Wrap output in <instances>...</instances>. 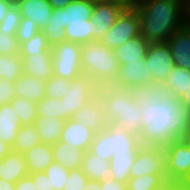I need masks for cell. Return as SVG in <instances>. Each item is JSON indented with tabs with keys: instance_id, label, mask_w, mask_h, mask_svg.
Listing matches in <instances>:
<instances>
[{
	"instance_id": "cell-1",
	"label": "cell",
	"mask_w": 190,
	"mask_h": 190,
	"mask_svg": "<svg viewBox=\"0 0 190 190\" xmlns=\"http://www.w3.org/2000/svg\"><path fill=\"white\" fill-rule=\"evenodd\" d=\"M142 113L143 146L165 147L183 139L190 129V108L172 94L153 105L149 103Z\"/></svg>"
},
{
	"instance_id": "cell-2",
	"label": "cell",
	"mask_w": 190,
	"mask_h": 190,
	"mask_svg": "<svg viewBox=\"0 0 190 190\" xmlns=\"http://www.w3.org/2000/svg\"><path fill=\"white\" fill-rule=\"evenodd\" d=\"M140 35L149 43L167 42L186 23V7L180 0H139Z\"/></svg>"
},
{
	"instance_id": "cell-3",
	"label": "cell",
	"mask_w": 190,
	"mask_h": 190,
	"mask_svg": "<svg viewBox=\"0 0 190 190\" xmlns=\"http://www.w3.org/2000/svg\"><path fill=\"white\" fill-rule=\"evenodd\" d=\"M94 4L84 0H73L64 8L53 9L51 21L42 29L50 47L71 41L87 44L92 41L93 22L91 15Z\"/></svg>"
},
{
	"instance_id": "cell-4",
	"label": "cell",
	"mask_w": 190,
	"mask_h": 190,
	"mask_svg": "<svg viewBox=\"0 0 190 190\" xmlns=\"http://www.w3.org/2000/svg\"><path fill=\"white\" fill-rule=\"evenodd\" d=\"M98 97L103 103L106 122H114L127 129L128 133L139 137L142 131V108L131 90L114 86L98 87Z\"/></svg>"
},
{
	"instance_id": "cell-5",
	"label": "cell",
	"mask_w": 190,
	"mask_h": 190,
	"mask_svg": "<svg viewBox=\"0 0 190 190\" xmlns=\"http://www.w3.org/2000/svg\"><path fill=\"white\" fill-rule=\"evenodd\" d=\"M119 63L113 50L99 40L81 46L82 73L89 76L98 86H113L119 75Z\"/></svg>"
},
{
	"instance_id": "cell-6",
	"label": "cell",
	"mask_w": 190,
	"mask_h": 190,
	"mask_svg": "<svg viewBox=\"0 0 190 190\" xmlns=\"http://www.w3.org/2000/svg\"><path fill=\"white\" fill-rule=\"evenodd\" d=\"M81 44L63 41L51 47L53 76L73 80L82 74Z\"/></svg>"
},
{
	"instance_id": "cell-7",
	"label": "cell",
	"mask_w": 190,
	"mask_h": 190,
	"mask_svg": "<svg viewBox=\"0 0 190 190\" xmlns=\"http://www.w3.org/2000/svg\"><path fill=\"white\" fill-rule=\"evenodd\" d=\"M138 35H140V28L137 10L125 8L99 41L113 50Z\"/></svg>"
},
{
	"instance_id": "cell-8",
	"label": "cell",
	"mask_w": 190,
	"mask_h": 190,
	"mask_svg": "<svg viewBox=\"0 0 190 190\" xmlns=\"http://www.w3.org/2000/svg\"><path fill=\"white\" fill-rule=\"evenodd\" d=\"M98 86L93 80L82 73L71 80L67 86V94L61 99L64 102V113L72 116L85 104L97 95Z\"/></svg>"
},
{
	"instance_id": "cell-9",
	"label": "cell",
	"mask_w": 190,
	"mask_h": 190,
	"mask_svg": "<svg viewBox=\"0 0 190 190\" xmlns=\"http://www.w3.org/2000/svg\"><path fill=\"white\" fill-rule=\"evenodd\" d=\"M163 149L167 181H181L190 170V146L181 139L173 141Z\"/></svg>"
},
{
	"instance_id": "cell-10",
	"label": "cell",
	"mask_w": 190,
	"mask_h": 190,
	"mask_svg": "<svg viewBox=\"0 0 190 190\" xmlns=\"http://www.w3.org/2000/svg\"><path fill=\"white\" fill-rule=\"evenodd\" d=\"M146 174L167 175L163 147L142 146L130 169V177Z\"/></svg>"
},
{
	"instance_id": "cell-11",
	"label": "cell",
	"mask_w": 190,
	"mask_h": 190,
	"mask_svg": "<svg viewBox=\"0 0 190 190\" xmlns=\"http://www.w3.org/2000/svg\"><path fill=\"white\" fill-rule=\"evenodd\" d=\"M153 82L163 84L170 70L175 66L167 42L150 44L145 57Z\"/></svg>"
},
{
	"instance_id": "cell-12",
	"label": "cell",
	"mask_w": 190,
	"mask_h": 190,
	"mask_svg": "<svg viewBox=\"0 0 190 190\" xmlns=\"http://www.w3.org/2000/svg\"><path fill=\"white\" fill-rule=\"evenodd\" d=\"M125 7L117 2H102L95 3L91 15V22H93L92 41L100 40L104 33L108 31L117 17Z\"/></svg>"
},
{
	"instance_id": "cell-13",
	"label": "cell",
	"mask_w": 190,
	"mask_h": 190,
	"mask_svg": "<svg viewBox=\"0 0 190 190\" xmlns=\"http://www.w3.org/2000/svg\"><path fill=\"white\" fill-rule=\"evenodd\" d=\"M153 83L152 73L145 59L142 62H128L119 67V75L116 83L113 85L116 88L131 90L136 85H144Z\"/></svg>"
},
{
	"instance_id": "cell-14",
	"label": "cell",
	"mask_w": 190,
	"mask_h": 190,
	"mask_svg": "<svg viewBox=\"0 0 190 190\" xmlns=\"http://www.w3.org/2000/svg\"><path fill=\"white\" fill-rule=\"evenodd\" d=\"M175 66L190 71V25L185 23L167 40Z\"/></svg>"
},
{
	"instance_id": "cell-15",
	"label": "cell",
	"mask_w": 190,
	"mask_h": 190,
	"mask_svg": "<svg viewBox=\"0 0 190 190\" xmlns=\"http://www.w3.org/2000/svg\"><path fill=\"white\" fill-rule=\"evenodd\" d=\"M72 119L80 121L82 125L93 130L95 133L103 130L107 126L106 117L103 111V103L98 95L80 108L72 116Z\"/></svg>"
},
{
	"instance_id": "cell-16",
	"label": "cell",
	"mask_w": 190,
	"mask_h": 190,
	"mask_svg": "<svg viewBox=\"0 0 190 190\" xmlns=\"http://www.w3.org/2000/svg\"><path fill=\"white\" fill-rule=\"evenodd\" d=\"M95 132L72 118L65 121L60 141L83 151L90 150Z\"/></svg>"
},
{
	"instance_id": "cell-17",
	"label": "cell",
	"mask_w": 190,
	"mask_h": 190,
	"mask_svg": "<svg viewBox=\"0 0 190 190\" xmlns=\"http://www.w3.org/2000/svg\"><path fill=\"white\" fill-rule=\"evenodd\" d=\"M23 59V73L47 81L53 76L52 51L35 54H20Z\"/></svg>"
},
{
	"instance_id": "cell-18",
	"label": "cell",
	"mask_w": 190,
	"mask_h": 190,
	"mask_svg": "<svg viewBox=\"0 0 190 190\" xmlns=\"http://www.w3.org/2000/svg\"><path fill=\"white\" fill-rule=\"evenodd\" d=\"M18 6L21 18L33 20L40 30L51 21L53 7L48 0H14Z\"/></svg>"
},
{
	"instance_id": "cell-19",
	"label": "cell",
	"mask_w": 190,
	"mask_h": 190,
	"mask_svg": "<svg viewBox=\"0 0 190 190\" xmlns=\"http://www.w3.org/2000/svg\"><path fill=\"white\" fill-rule=\"evenodd\" d=\"M149 45L141 35H138L113 49V54L119 65L128 62H142L146 57Z\"/></svg>"
},
{
	"instance_id": "cell-20",
	"label": "cell",
	"mask_w": 190,
	"mask_h": 190,
	"mask_svg": "<svg viewBox=\"0 0 190 190\" xmlns=\"http://www.w3.org/2000/svg\"><path fill=\"white\" fill-rule=\"evenodd\" d=\"M104 130L111 136L114 152H130V149H140L143 146L139 137L128 133L125 127L114 122L107 123Z\"/></svg>"
},
{
	"instance_id": "cell-21",
	"label": "cell",
	"mask_w": 190,
	"mask_h": 190,
	"mask_svg": "<svg viewBox=\"0 0 190 190\" xmlns=\"http://www.w3.org/2000/svg\"><path fill=\"white\" fill-rule=\"evenodd\" d=\"M29 175L24 154L10 151L0 165V178L16 183L19 179Z\"/></svg>"
},
{
	"instance_id": "cell-22",
	"label": "cell",
	"mask_w": 190,
	"mask_h": 190,
	"mask_svg": "<svg viewBox=\"0 0 190 190\" xmlns=\"http://www.w3.org/2000/svg\"><path fill=\"white\" fill-rule=\"evenodd\" d=\"M14 86L17 97H22L34 103L39 102L45 97L46 81L37 79L33 76L23 73L14 81Z\"/></svg>"
},
{
	"instance_id": "cell-23",
	"label": "cell",
	"mask_w": 190,
	"mask_h": 190,
	"mask_svg": "<svg viewBox=\"0 0 190 190\" xmlns=\"http://www.w3.org/2000/svg\"><path fill=\"white\" fill-rule=\"evenodd\" d=\"M53 160L68 170L79 169L83 163L85 151L65 142L52 144Z\"/></svg>"
},
{
	"instance_id": "cell-24",
	"label": "cell",
	"mask_w": 190,
	"mask_h": 190,
	"mask_svg": "<svg viewBox=\"0 0 190 190\" xmlns=\"http://www.w3.org/2000/svg\"><path fill=\"white\" fill-rule=\"evenodd\" d=\"M28 173L44 172L54 161L52 145L39 143L24 153Z\"/></svg>"
},
{
	"instance_id": "cell-25",
	"label": "cell",
	"mask_w": 190,
	"mask_h": 190,
	"mask_svg": "<svg viewBox=\"0 0 190 190\" xmlns=\"http://www.w3.org/2000/svg\"><path fill=\"white\" fill-rule=\"evenodd\" d=\"M140 149H130V152H114L110 162L109 176L116 181L127 183L130 169Z\"/></svg>"
},
{
	"instance_id": "cell-26",
	"label": "cell",
	"mask_w": 190,
	"mask_h": 190,
	"mask_svg": "<svg viewBox=\"0 0 190 190\" xmlns=\"http://www.w3.org/2000/svg\"><path fill=\"white\" fill-rule=\"evenodd\" d=\"M21 124L17 118L11 104L0 106V140L9 145L11 148L14 144L18 130Z\"/></svg>"
},
{
	"instance_id": "cell-27",
	"label": "cell",
	"mask_w": 190,
	"mask_h": 190,
	"mask_svg": "<svg viewBox=\"0 0 190 190\" xmlns=\"http://www.w3.org/2000/svg\"><path fill=\"white\" fill-rule=\"evenodd\" d=\"M65 121L52 117H36L33 122L40 140L45 144H55L60 141Z\"/></svg>"
},
{
	"instance_id": "cell-28",
	"label": "cell",
	"mask_w": 190,
	"mask_h": 190,
	"mask_svg": "<svg viewBox=\"0 0 190 190\" xmlns=\"http://www.w3.org/2000/svg\"><path fill=\"white\" fill-rule=\"evenodd\" d=\"M133 97L138 100L141 108H145L149 103L150 105L160 101L170 95L162 84L148 83L144 85H136L131 89Z\"/></svg>"
},
{
	"instance_id": "cell-29",
	"label": "cell",
	"mask_w": 190,
	"mask_h": 190,
	"mask_svg": "<svg viewBox=\"0 0 190 190\" xmlns=\"http://www.w3.org/2000/svg\"><path fill=\"white\" fill-rule=\"evenodd\" d=\"M110 162L94 155L90 150L83 157L81 170L89 180L102 181L110 174Z\"/></svg>"
},
{
	"instance_id": "cell-30",
	"label": "cell",
	"mask_w": 190,
	"mask_h": 190,
	"mask_svg": "<svg viewBox=\"0 0 190 190\" xmlns=\"http://www.w3.org/2000/svg\"><path fill=\"white\" fill-rule=\"evenodd\" d=\"M162 86L175 97H183L190 87V71L174 66Z\"/></svg>"
},
{
	"instance_id": "cell-31",
	"label": "cell",
	"mask_w": 190,
	"mask_h": 190,
	"mask_svg": "<svg viewBox=\"0 0 190 190\" xmlns=\"http://www.w3.org/2000/svg\"><path fill=\"white\" fill-rule=\"evenodd\" d=\"M39 143H41V140L34 125H23L18 130L11 150L24 154L26 151L30 150L33 146Z\"/></svg>"
},
{
	"instance_id": "cell-32",
	"label": "cell",
	"mask_w": 190,
	"mask_h": 190,
	"mask_svg": "<svg viewBox=\"0 0 190 190\" xmlns=\"http://www.w3.org/2000/svg\"><path fill=\"white\" fill-rule=\"evenodd\" d=\"M23 68L20 54L0 55V79L14 82L23 74Z\"/></svg>"
},
{
	"instance_id": "cell-33",
	"label": "cell",
	"mask_w": 190,
	"mask_h": 190,
	"mask_svg": "<svg viewBox=\"0 0 190 190\" xmlns=\"http://www.w3.org/2000/svg\"><path fill=\"white\" fill-rule=\"evenodd\" d=\"M10 104L14 109L21 126L33 124L37 117L36 103L16 96Z\"/></svg>"
},
{
	"instance_id": "cell-34",
	"label": "cell",
	"mask_w": 190,
	"mask_h": 190,
	"mask_svg": "<svg viewBox=\"0 0 190 190\" xmlns=\"http://www.w3.org/2000/svg\"><path fill=\"white\" fill-rule=\"evenodd\" d=\"M37 117H52L61 120L70 119L64 113V102L61 99L43 97L36 103Z\"/></svg>"
},
{
	"instance_id": "cell-35",
	"label": "cell",
	"mask_w": 190,
	"mask_h": 190,
	"mask_svg": "<svg viewBox=\"0 0 190 190\" xmlns=\"http://www.w3.org/2000/svg\"><path fill=\"white\" fill-rule=\"evenodd\" d=\"M167 181V175L146 174L139 177H130L127 181V190H157Z\"/></svg>"
},
{
	"instance_id": "cell-36",
	"label": "cell",
	"mask_w": 190,
	"mask_h": 190,
	"mask_svg": "<svg viewBox=\"0 0 190 190\" xmlns=\"http://www.w3.org/2000/svg\"><path fill=\"white\" fill-rule=\"evenodd\" d=\"M90 151L94 155L110 161L114 151H112L111 136L103 129L95 133Z\"/></svg>"
},
{
	"instance_id": "cell-37",
	"label": "cell",
	"mask_w": 190,
	"mask_h": 190,
	"mask_svg": "<svg viewBox=\"0 0 190 190\" xmlns=\"http://www.w3.org/2000/svg\"><path fill=\"white\" fill-rule=\"evenodd\" d=\"M52 51L42 30L20 45V54H35Z\"/></svg>"
},
{
	"instance_id": "cell-38",
	"label": "cell",
	"mask_w": 190,
	"mask_h": 190,
	"mask_svg": "<svg viewBox=\"0 0 190 190\" xmlns=\"http://www.w3.org/2000/svg\"><path fill=\"white\" fill-rule=\"evenodd\" d=\"M68 169L61 164L53 161L46 169L45 174L47 175L54 190H63L64 184L69 175Z\"/></svg>"
},
{
	"instance_id": "cell-39",
	"label": "cell",
	"mask_w": 190,
	"mask_h": 190,
	"mask_svg": "<svg viewBox=\"0 0 190 190\" xmlns=\"http://www.w3.org/2000/svg\"><path fill=\"white\" fill-rule=\"evenodd\" d=\"M71 80L51 76L46 81V92L45 97L47 98H54V99H62L67 94V86L70 84Z\"/></svg>"
},
{
	"instance_id": "cell-40",
	"label": "cell",
	"mask_w": 190,
	"mask_h": 190,
	"mask_svg": "<svg viewBox=\"0 0 190 190\" xmlns=\"http://www.w3.org/2000/svg\"><path fill=\"white\" fill-rule=\"evenodd\" d=\"M21 21V14L15 2L8 9L4 19L0 23V31L5 35H16L17 28Z\"/></svg>"
},
{
	"instance_id": "cell-41",
	"label": "cell",
	"mask_w": 190,
	"mask_h": 190,
	"mask_svg": "<svg viewBox=\"0 0 190 190\" xmlns=\"http://www.w3.org/2000/svg\"><path fill=\"white\" fill-rule=\"evenodd\" d=\"M39 30L40 28L33 20L21 18L16 32L19 45L31 39Z\"/></svg>"
},
{
	"instance_id": "cell-42",
	"label": "cell",
	"mask_w": 190,
	"mask_h": 190,
	"mask_svg": "<svg viewBox=\"0 0 190 190\" xmlns=\"http://www.w3.org/2000/svg\"><path fill=\"white\" fill-rule=\"evenodd\" d=\"M88 180L81 168L70 170L63 190H83Z\"/></svg>"
},
{
	"instance_id": "cell-43",
	"label": "cell",
	"mask_w": 190,
	"mask_h": 190,
	"mask_svg": "<svg viewBox=\"0 0 190 190\" xmlns=\"http://www.w3.org/2000/svg\"><path fill=\"white\" fill-rule=\"evenodd\" d=\"M13 54H20V45L16 35H5L0 31V55Z\"/></svg>"
},
{
	"instance_id": "cell-44",
	"label": "cell",
	"mask_w": 190,
	"mask_h": 190,
	"mask_svg": "<svg viewBox=\"0 0 190 190\" xmlns=\"http://www.w3.org/2000/svg\"><path fill=\"white\" fill-rule=\"evenodd\" d=\"M15 97L14 82L0 79V106L10 103Z\"/></svg>"
},
{
	"instance_id": "cell-45",
	"label": "cell",
	"mask_w": 190,
	"mask_h": 190,
	"mask_svg": "<svg viewBox=\"0 0 190 190\" xmlns=\"http://www.w3.org/2000/svg\"><path fill=\"white\" fill-rule=\"evenodd\" d=\"M36 190H54L45 172L29 173Z\"/></svg>"
},
{
	"instance_id": "cell-46",
	"label": "cell",
	"mask_w": 190,
	"mask_h": 190,
	"mask_svg": "<svg viewBox=\"0 0 190 190\" xmlns=\"http://www.w3.org/2000/svg\"><path fill=\"white\" fill-rule=\"evenodd\" d=\"M101 190H127V183L113 180L110 176L100 181Z\"/></svg>"
},
{
	"instance_id": "cell-47",
	"label": "cell",
	"mask_w": 190,
	"mask_h": 190,
	"mask_svg": "<svg viewBox=\"0 0 190 190\" xmlns=\"http://www.w3.org/2000/svg\"><path fill=\"white\" fill-rule=\"evenodd\" d=\"M15 190H36L33 179L27 175L15 183Z\"/></svg>"
},
{
	"instance_id": "cell-48",
	"label": "cell",
	"mask_w": 190,
	"mask_h": 190,
	"mask_svg": "<svg viewBox=\"0 0 190 190\" xmlns=\"http://www.w3.org/2000/svg\"><path fill=\"white\" fill-rule=\"evenodd\" d=\"M157 190H184L180 181H166Z\"/></svg>"
},
{
	"instance_id": "cell-49",
	"label": "cell",
	"mask_w": 190,
	"mask_h": 190,
	"mask_svg": "<svg viewBox=\"0 0 190 190\" xmlns=\"http://www.w3.org/2000/svg\"><path fill=\"white\" fill-rule=\"evenodd\" d=\"M14 3V0H0V23L4 19L8 9Z\"/></svg>"
},
{
	"instance_id": "cell-50",
	"label": "cell",
	"mask_w": 190,
	"mask_h": 190,
	"mask_svg": "<svg viewBox=\"0 0 190 190\" xmlns=\"http://www.w3.org/2000/svg\"><path fill=\"white\" fill-rule=\"evenodd\" d=\"M53 9L64 8L66 5L71 3L73 0H48Z\"/></svg>"
},
{
	"instance_id": "cell-51",
	"label": "cell",
	"mask_w": 190,
	"mask_h": 190,
	"mask_svg": "<svg viewBox=\"0 0 190 190\" xmlns=\"http://www.w3.org/2000/svg\"><path fill=\"white\" fill-rule=\"evenodd\" d=\"M122 4L125 8H134L137 5V0H106Z\"/></svg>"
},
{
	"instance_id": "cell-52",
	"label": "cell",
	"mask_w": 190,
	"mask_h": 190,
	"mask_svg": "<svg viewBox=\"0 0 190 190\" xmlns=\"http://www.w3.org/2000/svg\"><path fill=\"white\" fill-rule=\"evenodd\" d=\"M83 190H101L100 181L88 180Z\"/></svg>"
},
{
	"instance_id": "cell-53",
	"label": "cell",
	"mask_w": 190,
	"mask_h": 190,
	"mask_svg": "<svg viewBox=\"0 0 190 190\" xmlns=\"http://www.w3.org/2000/svg\"><path fill=\"white\" fill-rule=\"evenodd\" d=\"M0 190H15V183L0 178Z\"/></svg>"
},
{
	"instance_id": "cell-54",
	"label": "cell",
	"mask_w": 190,
	"mask_h": 190,
	"mask_svg": "<svg viewBox=\"0 0 190 190\" xmlns=\"http://www.w3.org/2000/svg\"><path fill=\"white\" fill-rule=\"evenodd\" d=\"M10 151L11 147L0 140V160H2Z\"/></svg>"
},
{
	"instance_id": "cell-55",
	"label": "cell",
	"mask_w": 190,
	"mask_h": 190,
	"mask_svg": "<svg viewBox=\"0 0 190 190\" xmlns=\"http://www.w3.org/2000/svg\"><path fill=\"white\" fill-rule=\"evenodd\" d=\"M180 182L184 190H190V170Z\"/></svg>"
},
{
	"instance_id": "cell-56",
	"label": "cell",
	"mask_w": 190,
	"mask_h": 190,
	"mask_svg": "<svg viewBox=\"0 0 190 190\" xmlns=\"http://www.w3.org/2000/svg\"><path fill=\"white\" fill-rule=\"evenodd\" d=\"M181 102L190 108V87L187 90V94L180 98Z\"/></svg>"
},
{
	"instance_id": "cell-57",
	"label": "cell",
	"mask_w": 190,
	"mask_h": 190,
	"mask_svg": "<svg viewBox=\"0 0 190 190\" xmlns=\"http://www.w3.org/2000/svg\"><path fill=\"white\" fill-rule=\"evenodd\" d=\"M186 23L190 25V4L186 6Z\"/></svg>"
},
{
	"instance_id": "cell-58",
	"label": "cell",
	"mask_w": 190,
	"mask_h": 190,
	"mask_svg": "<svg viewBox=\"0 0 190 190\" xmlns=\"http://www.w3.org/2000/svg\"><path fill=\"white\" fill-rule=\"evenodd\" d=\"M183 140L190 146V129L185 133Z\"/></svg>"
},
{
	"instance_id": "cell-59",
	"label": "cell",
	"mask_w": 190,
	"mask_h": 190,
	"mask_svg": "<svg viewBox=\"0 0 190 190\" xmlns=\"http://www.w3.org/2000/svg\"><path fill=\"white\" fill-rule=\"evenodd\" d=\"M84 1L91 2V3H93V4L106 2V0H84Z\"/></svg>"
},
{
	"instance_id": "cell-60",
	"label": "cell",
	"mask_w": 190,
	"mask_h": 190,
	"mask_svg": "<svg viewBox=\"0 0 190 190\" xmlns=\"http://www.w3.org/2000/svg\"><path fill=\"white\" fill-rule=\"evenodd\" d=\"M181 3L186 7L188 4H190V0H180Z\"/></svg>"
}]
</instances>
